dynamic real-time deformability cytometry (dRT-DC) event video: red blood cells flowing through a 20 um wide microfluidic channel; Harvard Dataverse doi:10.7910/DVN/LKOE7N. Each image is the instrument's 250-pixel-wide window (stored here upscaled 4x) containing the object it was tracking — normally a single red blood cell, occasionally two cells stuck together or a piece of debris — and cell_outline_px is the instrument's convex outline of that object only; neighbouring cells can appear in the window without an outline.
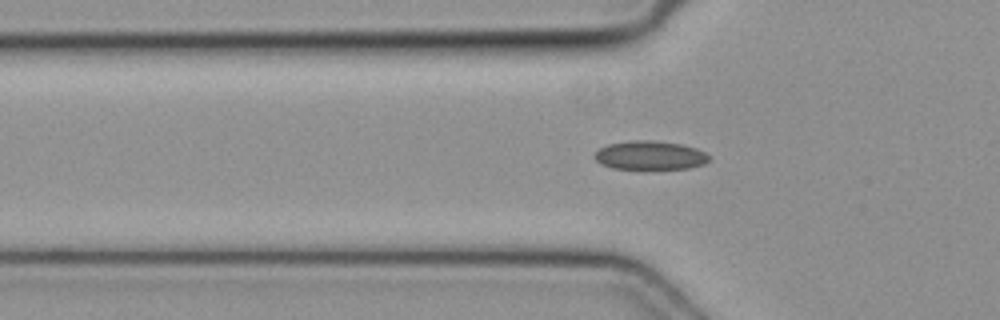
{"species": "common noctule bat (a hibernating species)", "species_latin": "Nyctalus noctula", "temperature_condition": "cold", "stored_images_in_passage": 43, "camera_frame_rate_fps": 3000, "um_per_image_px": 0.085, "animal": {"sex": "female", "body_mass_g": 19.3, "forearm_length_mm": 54.1}, "frame": {"image": 1, "passage_image": 16, "time_ms": 5.0, "image_size_px": [1000, 320], "cell_outline_px": [[708, 160], [704, 164], [688, 168], [644, 172], [640, 172], [612, 168], [600, 164], [592, 156], [600, 148], [608, 144], [636, 140], [652, 140], [680, 144], [696, 148], [704, 152], [708, 156]], "centroid_in_image_um": [55.2, 13.26], "position_along_channel_um": 70.6, "area_um2": 20.06}}
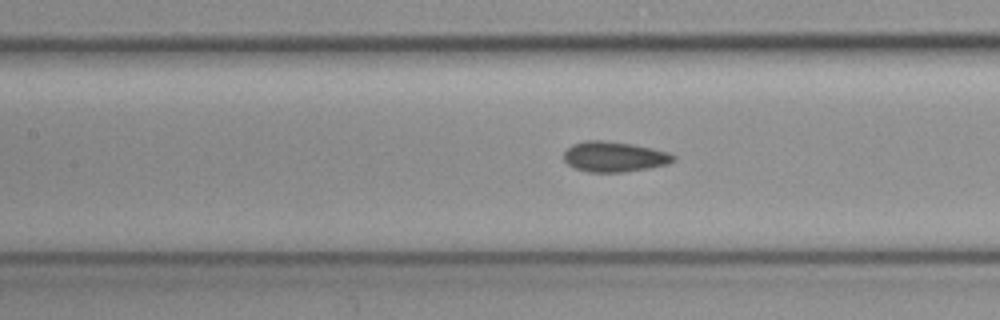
{"frame": {"image": 2, "passage_image": 22, "time_ms": 7.0, "image_size_px": [1000, 320], "cell_outline_px": [[676, 160], [668, 164], [648, 168], [624, 172], [588, 172], [572, 168], [564, 160], [564, 152], [572, 144], [584, 140], [600, 140], [632, 144], [652, 148], [668, 152], [676, 156]], "centroid_in_image_um": [52.2, 13.32], "position_along_channel_um": 155.2, "area_um2": 19.48}}
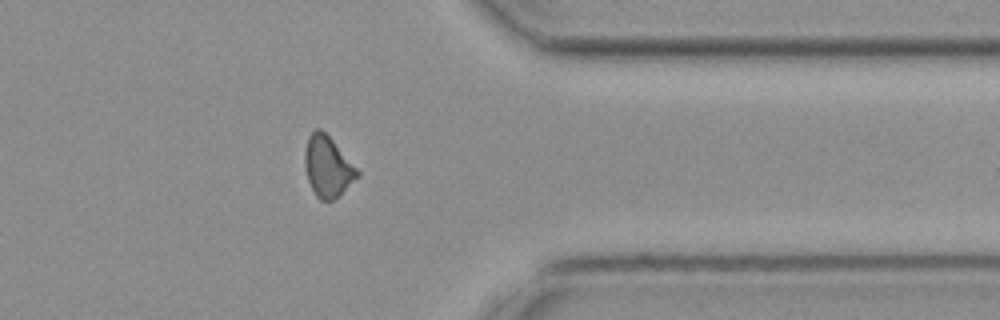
{"frame": {"image": 3, "passage_image": 39, "time_ms": 12.667, "image_size_px": [1000, 320], "cell_outline_px": [[360, 176], [332, 200], [320, 200], [316, 196], [308, 180], [304, 164], [304, 152], [308, 136], [316, 128], [320, 128], [332, 140], [360, 172]], "centroid_in_image_um": [27.83, 14.15], "position_along_channel_um": 383.6, "area_um2": 18.26}}